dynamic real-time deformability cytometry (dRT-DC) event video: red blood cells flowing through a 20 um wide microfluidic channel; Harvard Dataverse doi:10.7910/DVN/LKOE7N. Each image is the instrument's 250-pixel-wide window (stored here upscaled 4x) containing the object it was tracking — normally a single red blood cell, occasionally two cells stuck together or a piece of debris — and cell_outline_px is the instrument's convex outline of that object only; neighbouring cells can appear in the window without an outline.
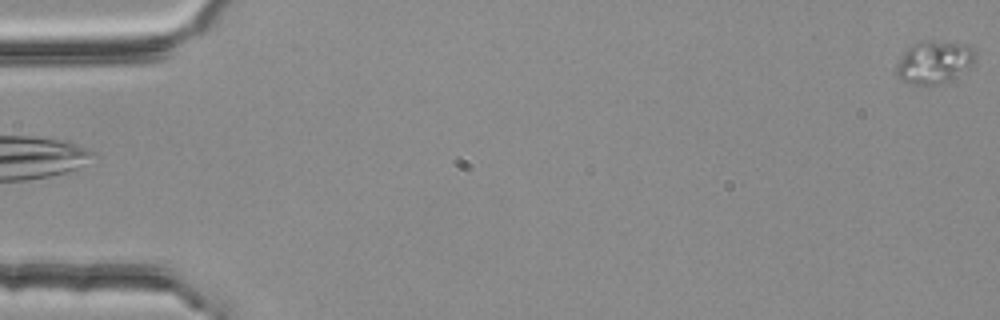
{"species": "common noctule bat (a hibernating species)", "species_latin": "Nyctalus noctula", "temperature_condition": "room temperature", "stored_images_in_passage": 4, "camera_frame_rate_fps": 3000, "um_per_image_px": 0.085, "animal": {"sex": "female", "body_mass_g": 25.1}, "frame": {"image": 1, "passage_image": 4, "time_ms": 1.0, "image_size_px": [1000, 320], "cell_outline_px": [[976, 56], [972, 64], [968, 68], [948, 80], [928, 88], [908, 84], [900, 80], [896, 76], [896, 64], [904, 52], [912, 44], [920, 40], [924, 40], [964, 44], [972, 48]], "centroid_in_image_um": [79.33, 5.32], "position_along_channel_um": 5.7, "area_um2": 19.88}}